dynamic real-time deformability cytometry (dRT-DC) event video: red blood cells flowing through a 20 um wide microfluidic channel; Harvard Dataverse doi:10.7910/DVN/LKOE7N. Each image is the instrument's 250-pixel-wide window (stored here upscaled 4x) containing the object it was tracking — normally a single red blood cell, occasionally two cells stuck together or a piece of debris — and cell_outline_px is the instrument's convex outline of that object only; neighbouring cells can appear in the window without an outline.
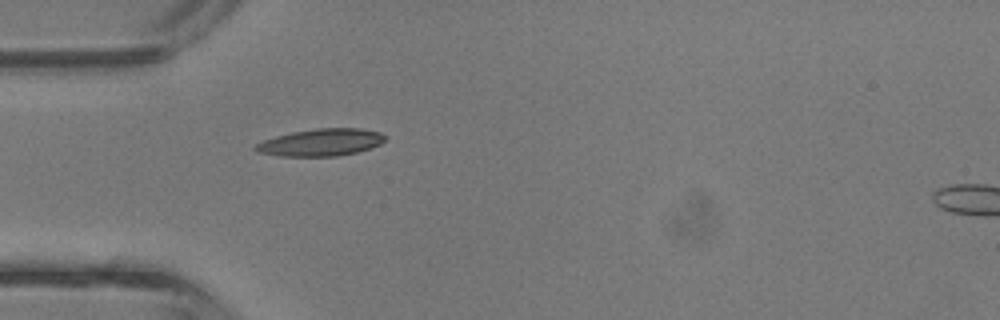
{"species": "common noctule bat (a hibernating species)", "species_latin": "Nyctalus noctula", "temperature_condition": "room temperature", "stored_images_in_passage": 2, "camera_frame_rate_fps": 3000, "um_per_image_px": 0.085, "animal": {"sex": "male", "body_mass_g": 13.3}, "frame": {"image": 1, "passage_image": 1, "time_ms": 0.0, "image_size_px": [1000, 320], "cell_outline_px": [[388, 136], [380, 144], [356, 152], [336, 156], [280, 156], [256, 152], [252, 148], [256, 144], [264, 140], [276, 136], [292, 132], [316, 128], [360, 128], [380, 132]], "centroid_in_image_um": [27.26, 12.1], "position_along_channel_um": 57.7, "area_um2": 20.52}}